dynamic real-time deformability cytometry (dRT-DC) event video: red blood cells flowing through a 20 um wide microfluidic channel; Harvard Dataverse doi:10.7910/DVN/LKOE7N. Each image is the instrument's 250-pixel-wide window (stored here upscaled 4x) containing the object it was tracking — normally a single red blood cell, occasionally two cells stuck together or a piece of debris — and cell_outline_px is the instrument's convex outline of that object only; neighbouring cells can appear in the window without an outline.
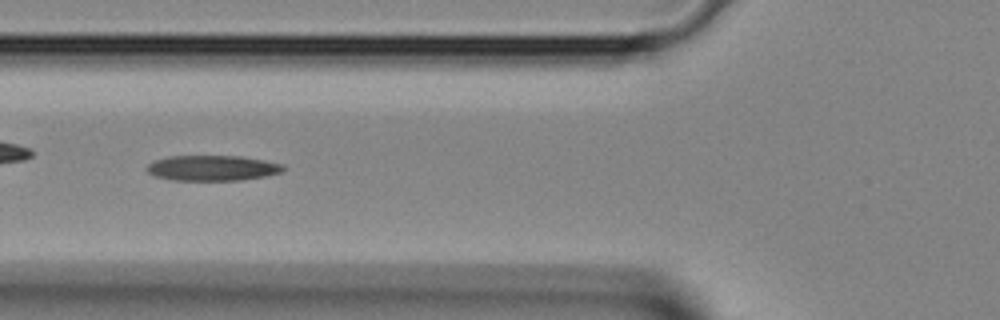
{"species": "Egyptian fruit bat (a non-hibernating species)", "species_latin": "Rousettus aegyptiacus", "temperature_condition": "room temperature", "stored_images_in_passage": 38, "camera_frame_rate_fps": 3000, "um_per_image_px": 0.085, "animal": {"sex": "female"}, "frame": {"image": 1, "passage_image": 13, "time_ms": 4.0, "image_size_px": [1000, 320], "cell_outline_px": [[288, 168], [280, 172], [264, 176], [240, 180], [172, 180], [156, 176], [148, 172], [144, 168], [152, 160], [168, 156], [240, 156], [264, 160], [284, 164]], "centroid_in_image_um": [18.03, 14.27], "position_along_channel_um": 107.8, "area_um2": 20.29}}
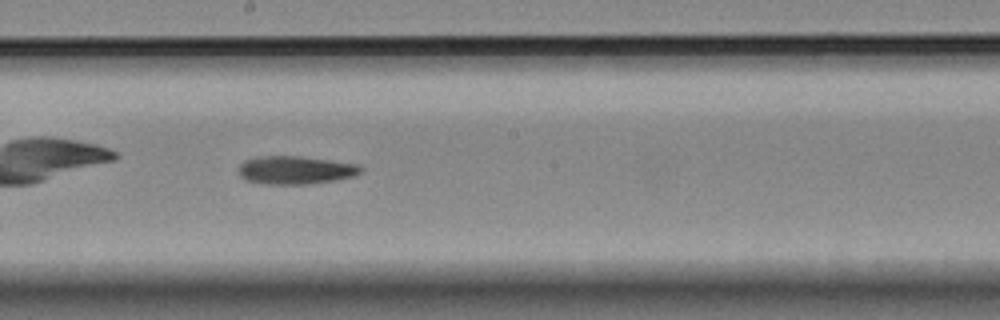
{"frame": {"image": 2, "passage_image": 20, "time_ms": 6.333, "image_size_px": [1000, 320], "cell_outline_px": [[364, 168], [360, 172], [352, 176], [336, 180], [308, 184], [268, 184], [244, 180], [240, 176], [240, 164], [244, 160], [264, 156], [300, 156], [360, 164]], "centroid_in_image_um": [25.14, 14.45], "position_along_channel_um": 223.1, "area_um2": 20.0}}
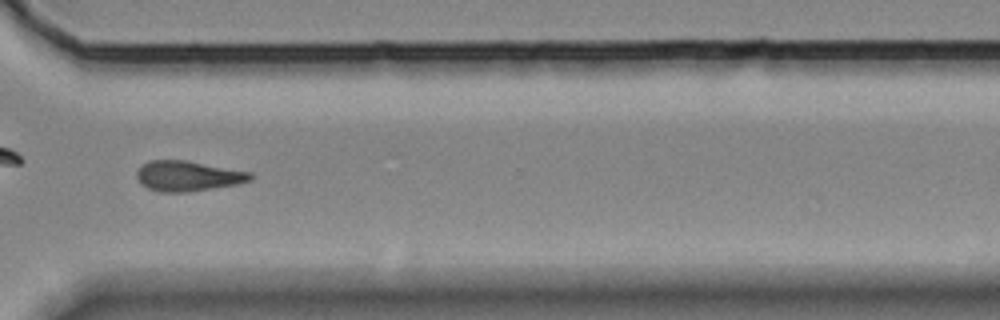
{"frame": {"image": 3, "passage_image": 28, "time_ms": 9.0, "image_size_px": [1000, 320], "cell_outline_px": [[252, 180], [236, 184], [188, 192], [160, 192], [148, 188], [140, 184], [136, 176], [136, 172], [140, 164], [148, 160], [184, 160], [252, 172]], "centroid_in_image_um": [15.92, 14.95], "position_along_channel_um": 354.7, "area_um2": 20.11}}